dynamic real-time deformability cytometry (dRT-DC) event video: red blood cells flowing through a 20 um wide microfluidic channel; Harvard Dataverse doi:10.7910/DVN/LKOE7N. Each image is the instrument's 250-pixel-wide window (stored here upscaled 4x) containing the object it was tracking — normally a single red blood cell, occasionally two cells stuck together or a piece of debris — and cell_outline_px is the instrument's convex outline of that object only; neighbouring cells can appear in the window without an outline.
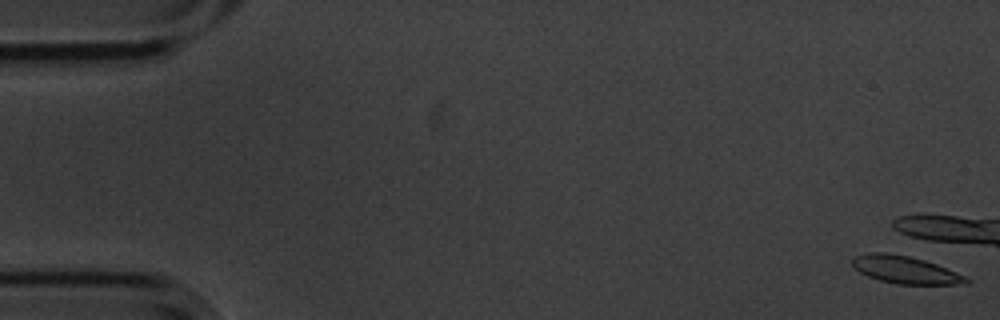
{"species": "common noctule bat (a hibernating species)", "species_latin": "Nyctalus noctula", "temperature_condition": "cold", "stored_images_in_passage": 3, "camera_frame_rate_fps": 3000, "um_per_image_px": 0.085, "animal": {"sex": "male", "body_mass_g": 20.1, "forearm_length_mm": 53.5}, "frame": {"image": 1, "passage_image": 1, "time_ms": 0.0, "image_size_px": [1000, 320], "cell_outline_px": [[972, 280], [968, 284], [896, 284], [880, 280], [868, 276], [852, 268], [852, 256], [868, 252], [888, 252], [908, 256], [924, 260], [936, 264], [964, 276]], "centroid_in_image_um": [76.89, 22.92], "position_along_channel_um": 8.1, "area_um2": 18.32}}